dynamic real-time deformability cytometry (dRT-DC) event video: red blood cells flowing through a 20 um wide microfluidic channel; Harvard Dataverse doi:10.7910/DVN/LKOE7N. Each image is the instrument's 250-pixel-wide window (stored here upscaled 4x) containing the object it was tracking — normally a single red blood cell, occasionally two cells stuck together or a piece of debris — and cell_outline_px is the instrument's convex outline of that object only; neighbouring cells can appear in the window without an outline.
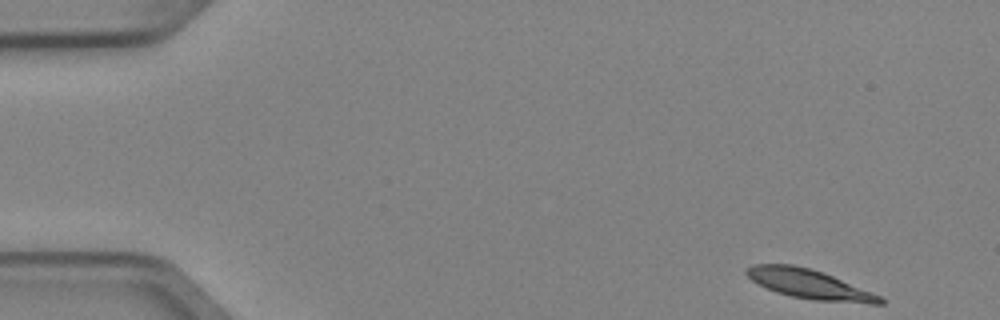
{"species": "Egyptian fruit bat (a non-hibernating species)", "species_latin": "Rousettus aegyptiacus", "temperature_condition": "cold", "stored_images_in_passage": 4, "camera_frame_rate_fps": 3000, "um_per_image_px": 0.085, "animal": {"sex": "female"}, "frame": {"image": 1, "passage_image": 1, "time_ms": 0.0, "image_size_px": [1000, 320], "cell_outline_px": [[884, 304], [868, 304], [816, 300], [792, 296], [776, 292], [752, 280], [744, 272], [744, 268], [752, 264], [792, 264], [812, 268], [824, 272], [872, 292], [880, 296], [884, 300]], "centroid_in_image_um": [68.79, 24.14], "position_along_channel_um": 16.2, "area_um2": 22.89}}